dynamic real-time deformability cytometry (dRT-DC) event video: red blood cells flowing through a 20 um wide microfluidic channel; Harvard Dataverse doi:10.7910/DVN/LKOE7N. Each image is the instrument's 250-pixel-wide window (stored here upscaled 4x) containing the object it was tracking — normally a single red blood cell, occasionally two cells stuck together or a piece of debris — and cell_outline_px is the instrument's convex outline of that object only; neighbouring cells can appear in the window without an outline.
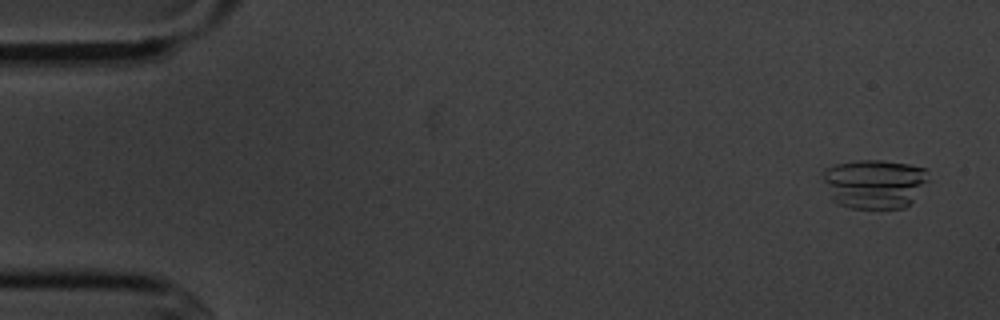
{"species": "common noctule bat (a hibernating species)", "species_latin": "Nyctalus noctula", "temperature_condition": "cold", "stored_images_in_passage": 4, "camera_frame_rate_fps": 3000, "um_per_image_px": 0.085, "animal": {"sex": "male", "body_mass_g": 20.1, "forearm_length_mm": 53.5}, "frame": {"image": 1, "passage_image": 1, "time_ms": 0.0, "image_size_px": [1000, 320], "cell_outline_px": [[928, 180], [912, 200], [904, 208], [852, 208], [836, 204], [832, 200], [820, 172], [824, 168], [836, 164], [860, 160], [880, 160], [908, 164], [928, 168]], "centroid_in_image_um": [74.29, 15.6], "position_along_channel_um": 10.7, "area_um2": 30.4}}